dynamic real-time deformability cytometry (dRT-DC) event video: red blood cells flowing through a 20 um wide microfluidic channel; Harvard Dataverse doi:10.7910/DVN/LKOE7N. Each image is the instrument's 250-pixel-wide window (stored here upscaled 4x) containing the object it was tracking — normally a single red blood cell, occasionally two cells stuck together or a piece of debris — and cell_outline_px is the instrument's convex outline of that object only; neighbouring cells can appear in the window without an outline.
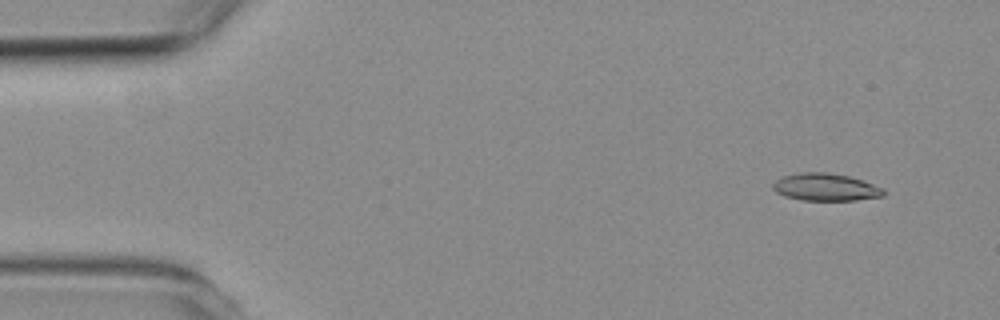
{"species": "common noctule bat (a hibernating species)", "species_latin": "Nyctalus noctula", "temperature_condition": "room temperature", "stored_images_in_passage": 4, "camera_frame_rate_fps": 3000, "um_per_image_px": 0.085, "animal": {"sex": "female", "body_mass_g": 19.3, "forearm_length_mm": 54.1}, "frame": {"image": 1, "passage_image": 1, "time_ms": 0.0, "image_size_px": [1000, 320], "cell_outline_px": [[884, 196], [856, 200], [800, 200], [784, 196], [776, 192], [772, 188], [772, 184], [776, 180], [784, 176], [800, 172], [824, 172], [848, 176], [884, 188]], "centroid_in_image_um": [70.15, 15.91], "position_along_channel_um": 14.9, "area_um2": 17.57}}
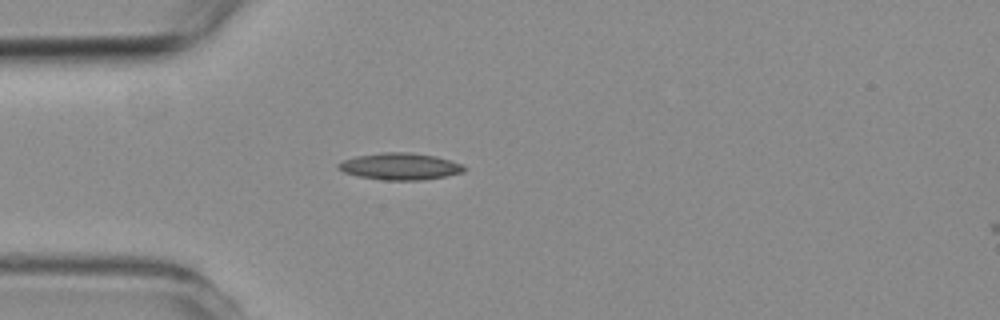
{"frame": {"image": 2, "passage_image": 4, "time_ms": 3.333, "image_size_px": [1000, 320], "cell_outline_px": [[468, 168], [464, 172], [424, 180], [384, 180], [360, 176], [344, 172], [336, 168], [336, 164], [344, 160], [356, 156], [384, 152], [408, 152], [436, 156], [464, 164]], "centroid_in_image_um": [34.04, 14.14], "position_along_channel_um": 51.0, "area_um2": 19.71}}